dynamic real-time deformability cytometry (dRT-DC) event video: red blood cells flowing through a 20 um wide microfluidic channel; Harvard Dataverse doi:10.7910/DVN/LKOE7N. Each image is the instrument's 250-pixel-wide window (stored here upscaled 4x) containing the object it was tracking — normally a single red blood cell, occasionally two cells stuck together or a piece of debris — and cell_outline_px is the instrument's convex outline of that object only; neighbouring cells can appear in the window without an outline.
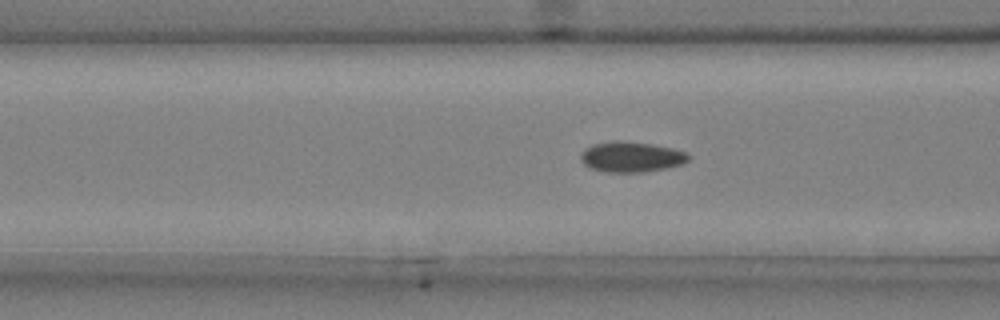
{"species": "common noctule bat (a hibernating species)", "species_latin": "Nyctalus noctula", "temperature_condition": "cold", "stored_images_in_passage": 47, "camera_frame_rate_fps": 3000, "um_per_image_px": 0.085, "animal": {"sex": "male", "body_mass_g": 20.4}, "frame": {"image": 1, "passage_image": 20, "time_ms": 6.333, "image_size_px": [1000, 320], "cell_outline_px": [[692, 156], [684, 164], [668, 168], [644, 172], [608, 172], [592, 168], [584, 164], [580, 160], [580, 152], [584, 148], [592, 144], [612, 140], [620, 140], [652, 144], [672, 148], [684, 152]], "centroid_in_image_um": [53.65, 13.32], "position_along_channel_um": 113.0, "area_um2": 19.36}}
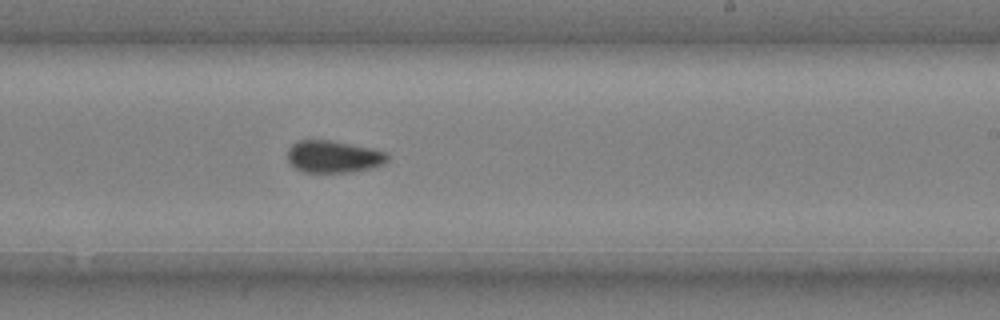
{"frame": {"image": 2, "passage_image": 32, "time_ms": 10.333, "image_size_px": [1000, 320], "cell_outline_px": [[388, 160], [384, 164], [372, 168], [352, 172], [300, 172], [288, 164], [288, 148], [292, 144], [300, 140], [328, 140], [372, 148], [384, 152], [388, 156]], "centroid_in_image_um": [28.31, 13.33], "position_along_channel_um": 260.7, "area_um2": 18.84}}
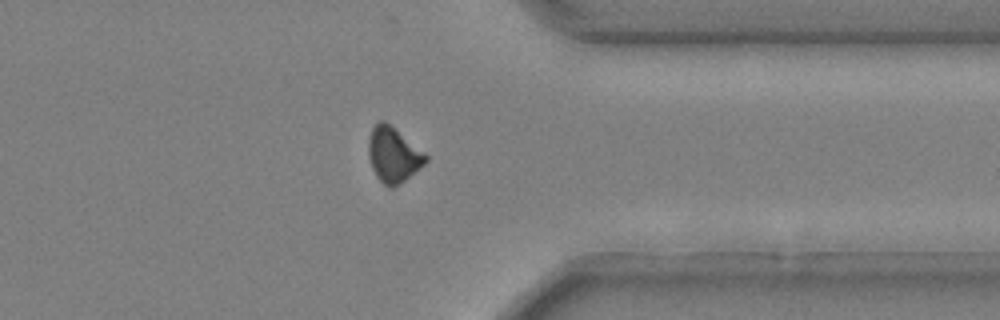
{"frame": {"image": 3, "passage_image": 42, "time_ms": 13.667, "image_size_px": [1000, 320], "cell_outline_px": [[428, 160], [424, 164], [400, 184], [392, 188], [388, 188], [376, 176], [372, 168], [368, 156], [368, 140], [372, 128], [380, 120], [384, 120], [424, 152], [428, 156]], "centroid_in_image_um": [33.41, 13.17], "position_along_channel_um": 378.0, "area_um2": 18.21}}